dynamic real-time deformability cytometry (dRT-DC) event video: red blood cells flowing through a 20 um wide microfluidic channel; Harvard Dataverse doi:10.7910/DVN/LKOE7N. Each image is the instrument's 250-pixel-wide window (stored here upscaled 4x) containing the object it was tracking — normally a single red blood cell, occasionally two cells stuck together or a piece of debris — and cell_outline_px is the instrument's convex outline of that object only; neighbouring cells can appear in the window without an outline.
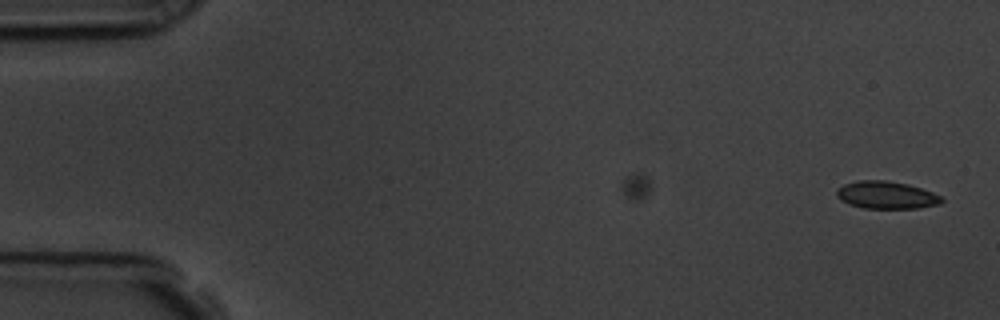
{"species": "common noctule bat (a hibernating species)", "species_latin": "Nyctalus noctula", "temperature_condition": "room temperature", "stored_images_in_passage": 11, "camera_frame_rate_fps": 3000, "um_per_image_px": 0.085, "animal": {"sex": "male", "body_mass_g": 19.5, "forearm_length_mm": 54.6}, "frame": {"image": 1, "passage_image": 1, "time_ms": 0.0, "image_size_px": [1000, 320], "cell_outline_px": [[944, 200], [940, 204], [920, 208], [864, 208], [840, 200], [836, 196], [836, 192], [844, 184], [856, 180], [884, 180], [908, 184], [932, 192], [940, 196]], "centroid_in_image_um": [75.35, 16.57], "position_along_channel_um": 9.7, "area_um2": 16.7}}